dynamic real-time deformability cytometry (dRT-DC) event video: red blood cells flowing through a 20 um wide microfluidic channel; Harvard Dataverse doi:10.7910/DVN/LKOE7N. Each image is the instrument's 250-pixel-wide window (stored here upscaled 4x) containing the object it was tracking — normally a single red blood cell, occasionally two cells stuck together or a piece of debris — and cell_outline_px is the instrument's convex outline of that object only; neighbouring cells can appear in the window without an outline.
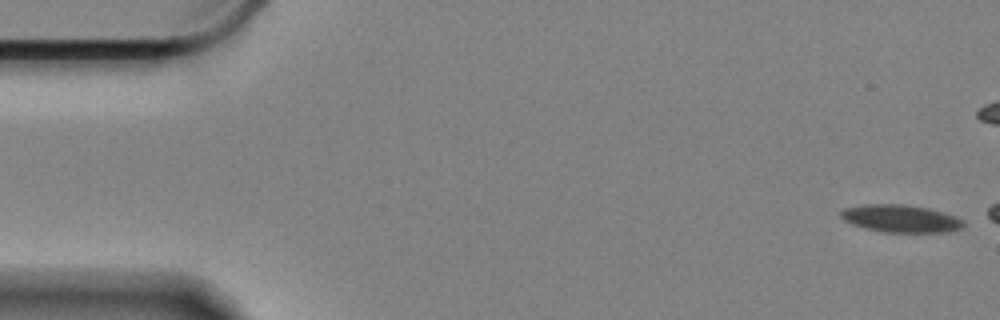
{"species": "Egyptian fruit bat (a non-hibernating species)", "species_latin": "Rousettus aegyptiacus", "temperature_condition": "cold", "stored_images_in_passage": 7, "camera_frame_rate_fps": 3000, "um_per_image_px": 0.085, "animal": {"sex": "female"}, "frame": {"image": 1, "passage_image": 1, "time_ms": 0.0, "image_size_px": [1000, 320], "cell_outline_px": [[964, 224], [960, 228], [944, 232], [884, 232], [852, 224], [844, 220], [840, 216], [840, 212], [844, 208], [864, 204], [904, 204], [928, 208], [964, 220]], "centroid_in_image_um": [76.51, 18.57], "position_along_channel_um": 8.5, "area_um2": 19.36}}